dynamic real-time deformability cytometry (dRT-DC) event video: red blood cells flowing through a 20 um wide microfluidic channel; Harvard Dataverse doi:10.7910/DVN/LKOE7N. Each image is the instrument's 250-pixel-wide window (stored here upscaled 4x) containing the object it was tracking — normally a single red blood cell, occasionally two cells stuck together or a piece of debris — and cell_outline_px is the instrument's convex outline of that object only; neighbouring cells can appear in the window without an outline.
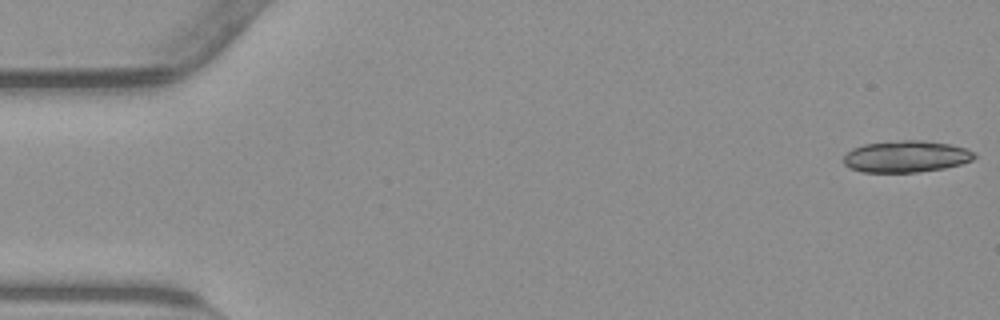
{"species": "common noctule bat (a hibernating species)", "species_latin": "Nyctalus noctula", "temperature_condition": "warm", "stored_images_in_passage": 19, "camera_frame_rate_fps": 3000, "um_per_image_px": 0.085, "animal": {"sex": "male", "body_mass_g": 23.1, "forearm_length_mm": 52.7}, "frame": {"image": 1, "passage_image": 1, "time_ms": 0.0, "image_size_px": [1000, 320], "cell_outline_px": [[976, 156], [972, 160], [960, 164], [944, 168], [920, 172], [860, 172], [844, 164], [844, 156], [852, 148], [864, 144], [900, 140], [924, 140], [948, 144], [968, 148], [976, 152]], "centroid_in_image_um": [77.05, 13.3], "position_along_channel_um": 8.0, "area_um2": 24.22}}
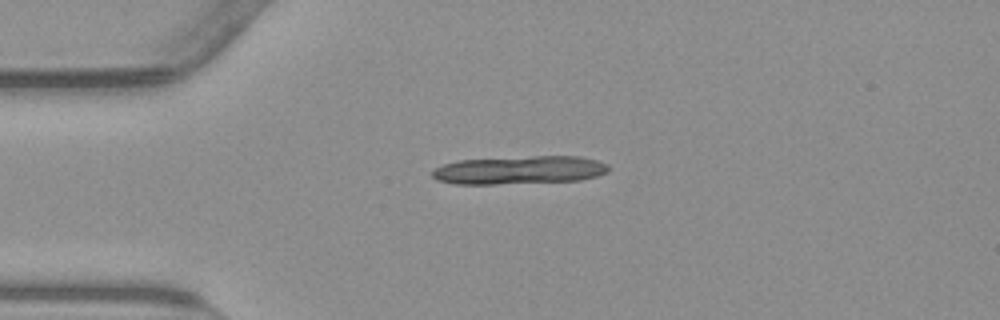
{"frame": {"image": 2, "passage_image": 13, "time_ms": 4.0, "image_size_px": [1000, 320], "cell_outline_px": [[608, 172], [596, 176], [580, 180], [496, 184], [452, 184], [436, 180], [432, 176], [432, 172], [436, 168], [444, 164], [460, 160], [532, 156], [580, 156], [596, 160], [608, 164]], "centroid_in_image_um": [44.15, 14.46], "position_along_channel_um": 40.9, "area_um2": 28.96}}